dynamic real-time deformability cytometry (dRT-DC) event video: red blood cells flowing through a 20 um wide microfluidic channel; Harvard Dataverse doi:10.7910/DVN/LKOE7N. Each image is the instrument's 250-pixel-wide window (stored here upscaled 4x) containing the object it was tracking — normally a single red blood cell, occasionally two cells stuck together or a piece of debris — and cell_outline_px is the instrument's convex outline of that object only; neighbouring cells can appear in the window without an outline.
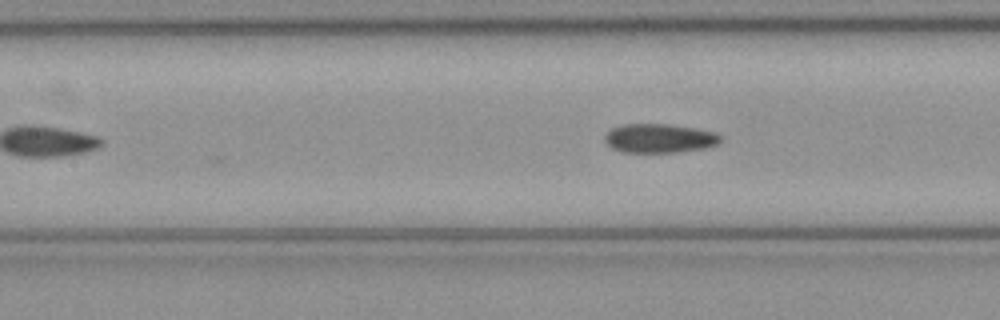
{"species": "common noctule bat (a hibernating species)", "species_latin": "Nyctalus noctula", "temperature_condition": "cold", "stored_images_in_passage": 7, "camera_frame_rate_fps": 3000, "um_per_image_px": 0.085, "animal": {"sex": "female", "body_mass_g": 21.9}, "frame": {"image": 1, "passage_image": 7, "time_ms": 2.0, "image_size_px": [1000, 320], "cell_outline_px": [[724, 140], [720, 144], [704, 148], [680, 152], [620, 152], [612, 148], [604, 140], [604, 136], [612, 128], [624, 124], [668, 124], [696, 128], [716, 132]], "centroid_in_image_um": [56.09, 11.76], "position_along_channel_um": 151.3, "area_um2": 19.77}}